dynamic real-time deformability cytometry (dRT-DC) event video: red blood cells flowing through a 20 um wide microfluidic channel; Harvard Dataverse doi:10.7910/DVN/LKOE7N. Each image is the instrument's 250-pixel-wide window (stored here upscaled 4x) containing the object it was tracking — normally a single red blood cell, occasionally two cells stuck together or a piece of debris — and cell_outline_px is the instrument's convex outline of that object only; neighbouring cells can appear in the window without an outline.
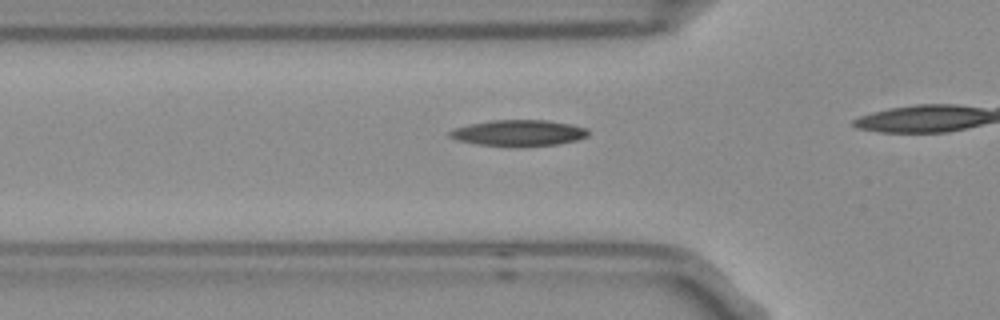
{"species": "Egyptian fruit bat (a non-hibernating species)", "species_latin": "Rousettus aegyptiacus", "temperature_condition": "room temperature", "stored_images_in_passage": 17, "camera_frame_rate_fps": 3000, "um_per_image_px": 0.085, "frame": {"image": 1, "passage_image": 12, "time_ms": 3.667, "image_size_px": [1000, 320], "cell_outline_px": [[588, 136], [576, 140], [556, 144], [524, 148], [512, 148], [480, 144], [460, 140], [448, 136], [448, 132], [456, 128], [468, 124], [492, 120], [548, 120], [588, 128]], "centroid_in_image_um": [44.1, 11.32], "position_along_channel_um": 81.7, "area_um2": 21.33}}